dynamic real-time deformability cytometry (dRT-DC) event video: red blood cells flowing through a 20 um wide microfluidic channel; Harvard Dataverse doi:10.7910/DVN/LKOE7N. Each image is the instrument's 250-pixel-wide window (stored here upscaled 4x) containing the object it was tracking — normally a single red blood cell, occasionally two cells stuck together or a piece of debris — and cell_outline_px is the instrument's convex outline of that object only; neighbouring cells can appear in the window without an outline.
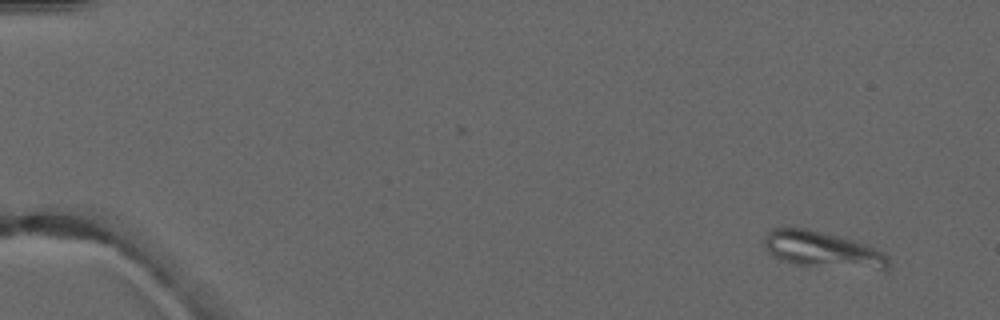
{"species": "common noctule bat (a hibernating species)", "species_latin": "Nyctalus noctula", "temperature_condition": "warm", "stored_images_in_passage": 4, "camera_frame_rate_fps": 3000, "um_per_image_px": 0.085, "animal": {"sex": "male", "forearm_length_mm": 52.5}, "frame": {"image": 1, "passage_image": 1, "time_ms": 0.0, "image_size_px": [1000, 320], "cell_outline_px": [[888, 268], [884, 272], [796, 264], [780, 260], [768, 252], [764, 248], [764, 236], [772, 228], [808, 228], [852, 240], [864, 244], [884, 252], [888, 256]], "centroid_in_image_um": [69.96, 21.26], "position_along_channel_um": 15.0, "area_um2": 26.65}}